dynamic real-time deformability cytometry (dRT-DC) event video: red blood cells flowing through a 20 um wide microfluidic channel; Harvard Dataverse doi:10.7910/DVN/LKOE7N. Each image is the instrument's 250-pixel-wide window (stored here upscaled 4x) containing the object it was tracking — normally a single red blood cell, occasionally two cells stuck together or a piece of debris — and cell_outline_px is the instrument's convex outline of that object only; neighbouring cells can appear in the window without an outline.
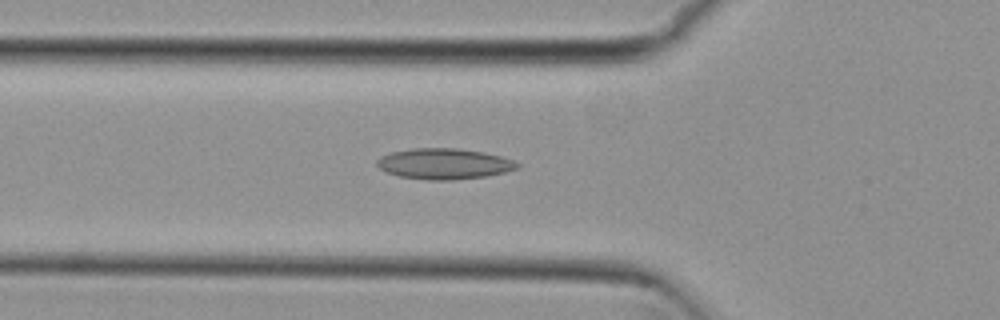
{"species": "common noctule bat (a hibernating species)", "species_latin": "Nyctalus noctula", "temperature_condition": "cold", "stored_images_in_passage": 34, "camera_frame_rate_fps": 3000, "um_per_image_px": 0.085, "animal": {"sex": "female", "body_mass_g": 29.2, "forearm_length_mm": 56.3}, "frame": {"image": 1, "passage_image": 4, "time_ms": 1.0, "image_size_px": [1000, 320], "cell_outline_px": [[520, 168], [504, 172], [484, 176], [452, 180], [428, 180], [400, 176], [388, 172], [380, 168], [376, 164], [376, 160], [380, 156], [392, 152], [412, 148], [460, 148], [484, 152], [500, 156], [512, 160], [520, 164]], "centroid_in_image_um": [37.75, 13.91], "position_along_channel_um": 88.0, "area_um2": 25.09}}
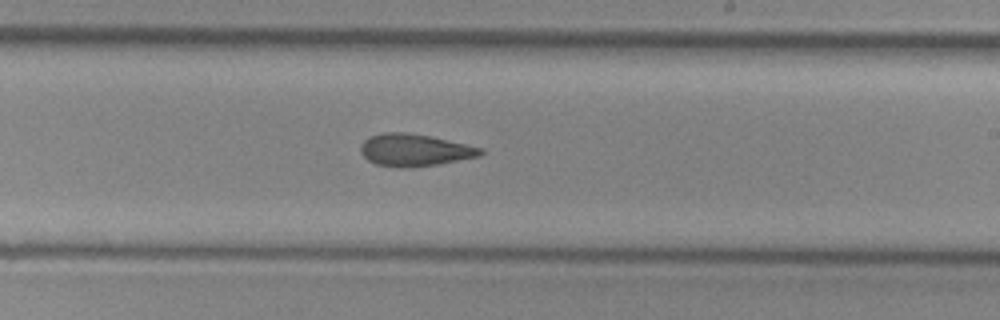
{"frame": {"image": 2, "passage_image": 17, "time_ms": 5.333, "image_size_px": [1000, 320], "cell_outline_px": [[484, 152], [480, 156], [440, 164], [412, 168], [396, 168], [376, 164], [368, 160], [360, 152], [360, 144], [368, 136], [384, 132], [404, 132], [428, 136], [484, 148]], "centroid_in_image_um": [35.21, 12.77], "position_along_channel_um": 253.8, "area_um2": 22.72}}
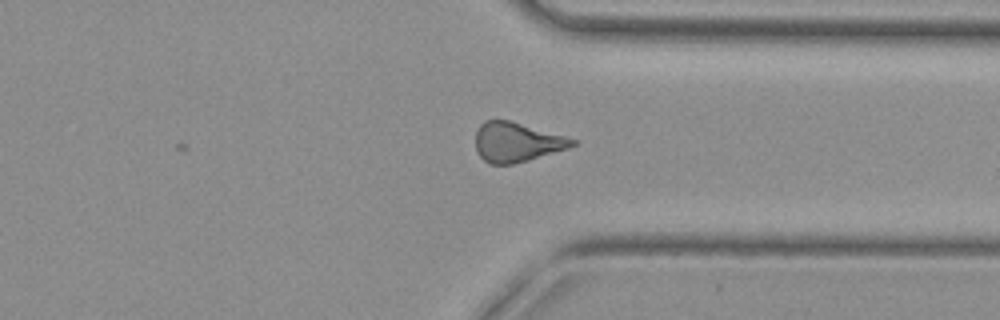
{"frame": {"image": 3, "passage_image": 26, "time_ms": 8.333, "image_size_px": [1000, 320], "cell_outline_px": [[580, 144], [568, 148], [528, 160], [512, 164], [492, 164], [484, 160], [480, 156], [476, 148], [476, 132], [480, 124], [484, 120], [508, 120], [564, 136], [576, 140]], "centroid_in_image_um": [43.92, 12.08], "position_along_channel_um": 367.5, "area_um2": 22.02}, "authors_computed_cell_mechanics": {"area_um2": 22.3108, "velocity_mm_per_s": 3.8135, "shape_relaxation_time_tau1_ms": null, "shape_relaxation_time_tau2_ms": 5.4312, "deformation_change_tau1": null, "deformation_change_tau2": 0.1558}}